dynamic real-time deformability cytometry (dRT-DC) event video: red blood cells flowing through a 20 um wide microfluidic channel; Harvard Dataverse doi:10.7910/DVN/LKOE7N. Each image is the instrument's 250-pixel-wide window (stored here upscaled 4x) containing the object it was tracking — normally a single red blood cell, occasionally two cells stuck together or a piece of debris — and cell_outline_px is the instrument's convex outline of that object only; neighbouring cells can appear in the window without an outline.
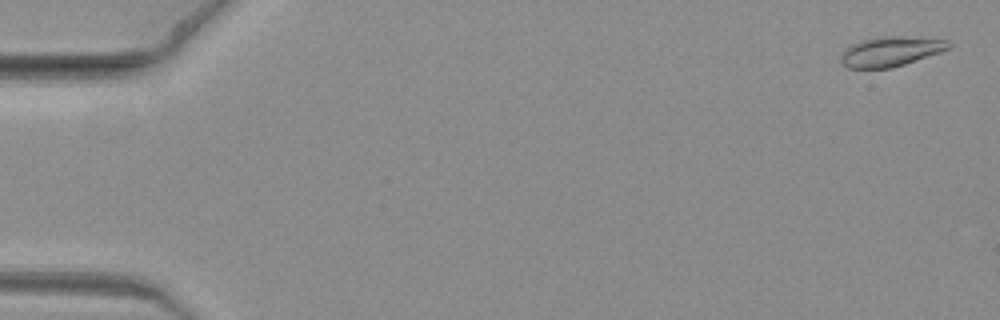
{"species": "common noctule bat (a hibernating species)", "species_latin": "Nyctalus noctula", "temperature_condition": "warm", "stored_images_in_passage": 4, "camera_frame_rate_fps": 3000, "um_per_image_px": 0.085, "animal": {"sex": "female", "body_mass_g": 19.3, "forearm_length_mm": 54.1}, "frame": {"image": 1, "passage_image": 1, "time_ms": 0.0, "image_size_px": [1000, 320], "cell_outline_px": [[952, 48], [892, 68], [848, 68], [840, 60], [840, 56], [844, 48], [860, 40], [880, 36], [900, 36], [948, 40], [952, 44]], "centroid_in_image_um": [75.7, 4.36], "position_along_channel_um": 9.3, "area_um2": 18.79}}